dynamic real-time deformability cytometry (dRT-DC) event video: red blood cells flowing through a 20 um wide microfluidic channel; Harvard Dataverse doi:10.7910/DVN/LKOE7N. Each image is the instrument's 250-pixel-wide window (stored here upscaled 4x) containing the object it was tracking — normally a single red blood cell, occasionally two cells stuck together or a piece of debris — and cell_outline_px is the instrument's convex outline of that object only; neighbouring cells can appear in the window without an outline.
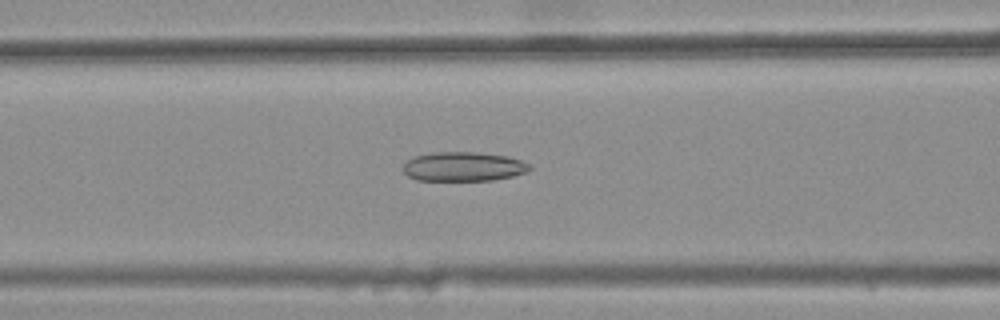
{"species": "common noctule bat (a hibernating species)", "species_latin": "Nyctalus noctula", "temperature_condition": "warm", "stored_images_in_passage": 41, "camera_frame_rate_fps": 3000, "um_per_image_px": 0.085, "animal": {"sex": "female", "body_mass_g": 25.1}, "frame": {"image": 1, "passage_image": 17, "time_ms": 5.333, "image_size_px": [1000, 320], "cell_outline_px": [[532, 168], [528, 172], [512, 176], [492, 180], [416, 180], [408, 176], [404, 172], [404, 164], [408, 160], [416, 156], [432, 152], [476, 152], [508, 156], [520, 160], [528, 164]], "centroid_in_image_um": [39.4, 14.16], "position_along_channel_um": 127.2, "area_um2": 21.5}}
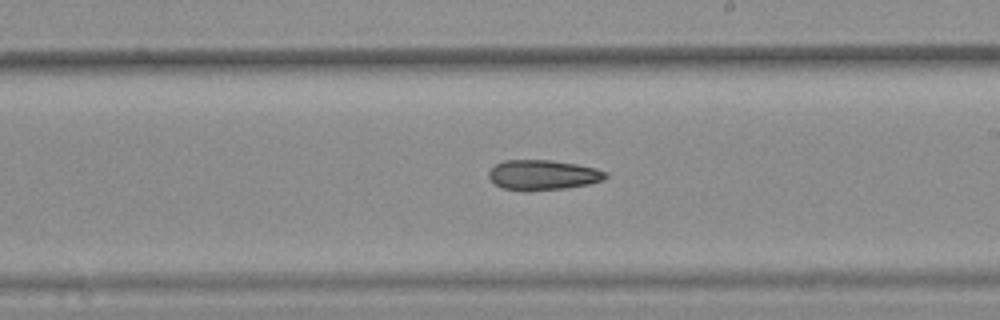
{"frame": {"image": 2, "passage_image": 26, "time_ms": 8.333, "image_size_px": [1000, 320], "cell_outline_px": [[608, 176], [604, 180], [588, 184], [564, 188], [504, 188], [496, 184], [488, 176], [488, 172], [496, 164], [504, 160], [552, 160], [576, 164], [596, 168], [608, 172]], "centroid_in_image_um": [46.21, 14.82], "position_along_channel_um": 242.8, "area_um2": 19.71}}
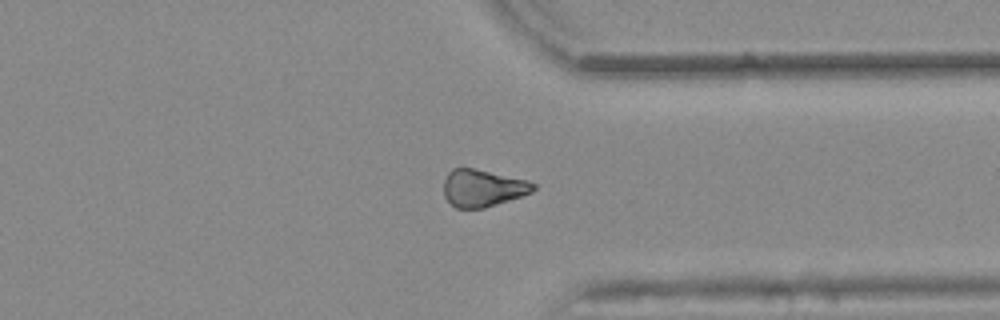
{"frame": {"image": 3, "passage_image": 36, "time_ms": 11.667, "image_size_px": [1000, 320], "cell_outline_px": [[536, 188], [532, 192], [484, 208], [456, 208], [444, 196], [444, 180], [448, 172], [452, 168], [472, 168], [528, 180], [536, 184]], "centroid_in_image_um": [41.02, 15.98], "position_along_channel_um": 370.4, "area_um2": 19.25}}